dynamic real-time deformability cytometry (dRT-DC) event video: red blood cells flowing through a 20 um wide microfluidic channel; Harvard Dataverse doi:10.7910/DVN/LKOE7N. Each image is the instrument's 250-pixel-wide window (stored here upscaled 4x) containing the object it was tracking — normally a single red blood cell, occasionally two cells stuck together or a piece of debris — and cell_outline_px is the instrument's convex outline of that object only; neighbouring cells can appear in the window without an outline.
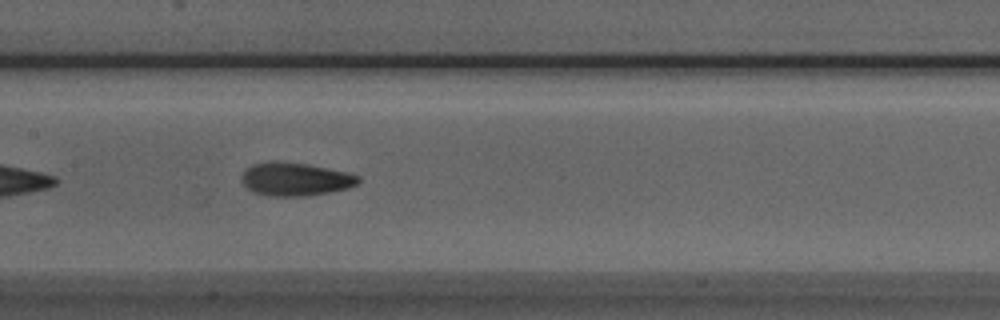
{"species": "Egyptian fruit bat (a non-hibernating species)", "species_latin": "Rousettus aegyptiacus", "temperature_condition": "room temperature", "stored_images_in_passage": 30, "camera_frame_rate_fps": 3000, "um_per_image_px": 0.085, "animal": {"sex": "male"}, "frame": {"image": 1, "passage_image": 11, "time_ms": 3.333, "image_size_px": [1000, 320], "cell_outline_px": [[360, 180], [356, 184], [348, 188], [308, 196], [268, 196], [252, 192], [240, 180], [240, 176], [244, 168], [252, 164], [268, 160], [276, 160], [308, 164], [344, 172], [360, 176]], "centroid_in_image_um": [25.01, 15.21], "position_along_channel_um": 182.4, "area_um2": 22.89}}
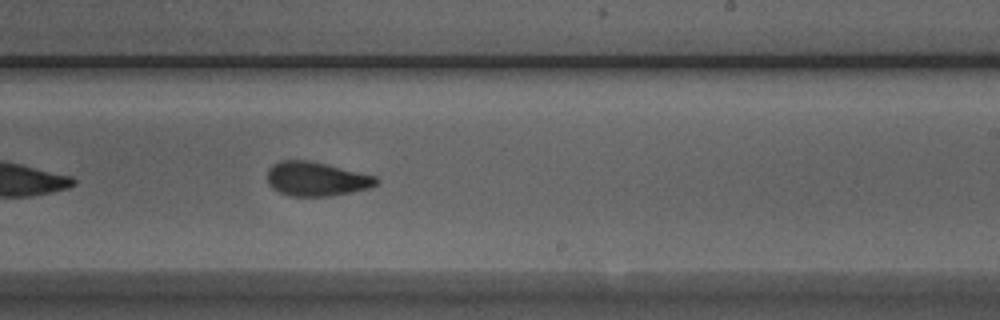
{"frame": {"image": 2, "passage_image": 17, "time_ms": 5.333, "image_size_px": [1000, 320], "cell_outline_px": [[380, 180], [372, 188], [328, 196], [292, 196], [280, 192], [272, 188], [268, 184], [268, 168], [272, 164], [280, 160], [308, 160], [376, 176]], "centroid_in_image_um": [26.88, 15.21], "position_along_channel_um": 262.1, "area_um2": 21.62}}
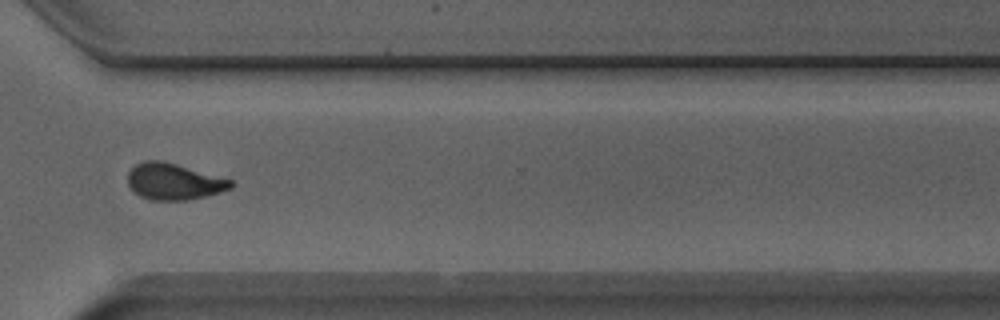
{"frame": {"image": 3, "passage_image": 24, "time_ms": 7.667, "image_size_px": [1000, 320], "cell_outline_px": [[236, 184], [232, 188], [220, 192], [188, 200], [152, 200], [140, 196], [128, 184], [128, 172], [136, 164], [144, 160], [164, 160], [236, 180]], "centroid_in_image_um": [14.84, 15.41], "position_along_channel_um": 355.8, "area_um2": 22.2}, "authors_computed_cell_mechanics": {"area_um2": 22.1952, "velocity_mm_per_s": 4.0134, "shape_relaxation_time_tau1_ms": 4.2227, "shape_relaxation_time_tau2_ms": 1.7791, "deformation_change_tau1": 0.157, "deformation_change_tau2": 0.0767}}